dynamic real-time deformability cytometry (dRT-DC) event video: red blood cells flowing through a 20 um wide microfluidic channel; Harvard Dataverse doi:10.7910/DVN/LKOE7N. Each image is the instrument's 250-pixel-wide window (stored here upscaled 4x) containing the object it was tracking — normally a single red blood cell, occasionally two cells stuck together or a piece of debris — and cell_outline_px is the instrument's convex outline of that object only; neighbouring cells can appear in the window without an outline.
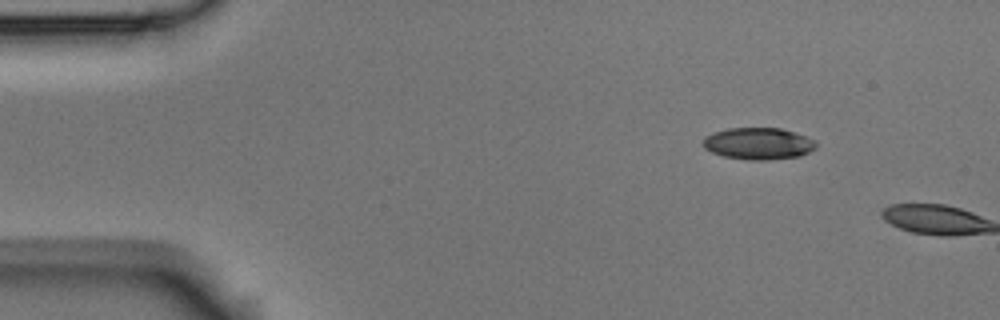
{"species": "Egyptian fruit bat (a non-hibernating species)", "species_latin": "Rousettus aegyptiacus", "temperature_condition": "room temperature", "stored_images_in_passage": 2, "camera_frame_rate_fps": 3000, "um_per_image_px": 0.085, "animal": {"sex": "male"}, "frame": {"image": 1, "passage_image": 1, "time_ms": 0.0, "image_size_px": [1000, 320], "cell_outline_px": [[816, 148], [800, 156], [768, 160], [748, 160], [724, 156], [712, 152], [704, 148], [704, 136], [712, 132], [728, 128], [780, 128], [808, 136], [816, 140]], "centroid_in_image_um": [64.48, 12.2], "position_along_channel_um": 20.5, "area_um2": 21.1}}